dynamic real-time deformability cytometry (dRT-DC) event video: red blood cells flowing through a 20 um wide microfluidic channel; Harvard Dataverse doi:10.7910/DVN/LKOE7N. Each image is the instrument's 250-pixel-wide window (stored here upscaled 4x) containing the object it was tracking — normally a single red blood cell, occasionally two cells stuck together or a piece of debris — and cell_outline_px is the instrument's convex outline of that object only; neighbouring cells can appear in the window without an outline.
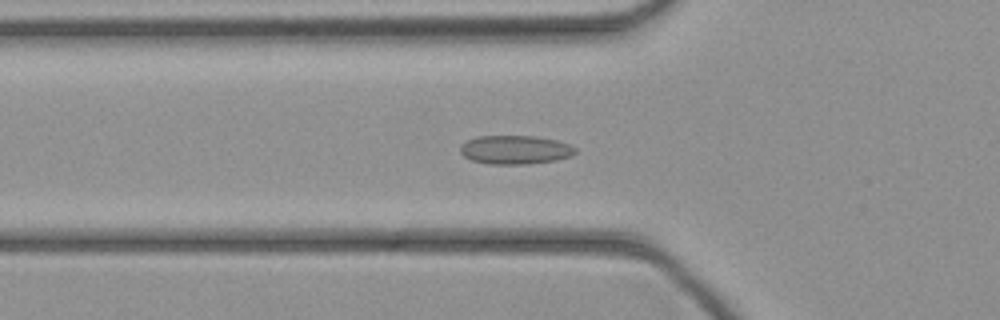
{"species": "common noctule bat (a hibernating species)", "species_latin": "Nyctalus noctula", "temperature_condition": "cold", "stored_images_in_passage": 46, "camera_frame_rate_fps": 3000, "um_per_image_px": 0.085, "animal": {"sex": "female", "body_mass_g": 21.9}, "frame": {"image": 1, "passage_image": 16, "time_ms": 5.0, "image_size_px": [1000, 320], "cell_outline_px": [[576, 152], [572, 156], [556, 160], [528, 164], [488, 164], [472, 160], [464, 156], [460, 152], [460, 144], [476, 136], [536, 136], [556, 140], [568, 144], [576, 148]], "centroid_in_image_um": [43.78, 12.73], "position_along_channel_um": 82.0, "area_um2": 19.36}}
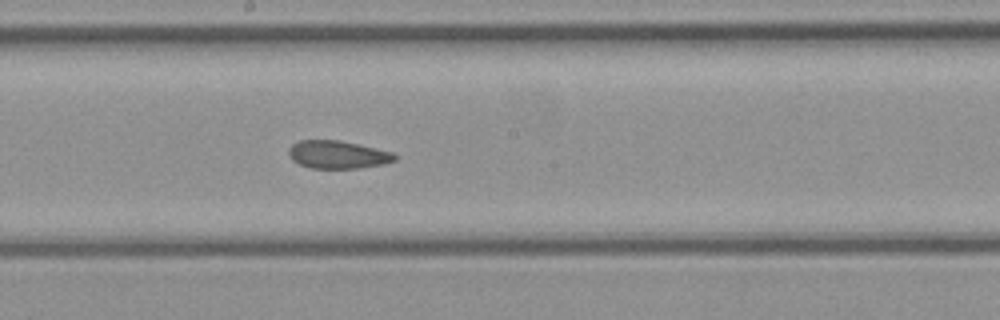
{"frame": {"image": 2, "passage_image": 25, "time_ms": 8.0, "image_size_px": [1000, 320], "cell_outline_px": [[396, 160], [384, 164], [360, 168], [312, 168], [300, 164], [292, 160], [288, 156], [288, 148], [292, 144], [300, 140], [340, 140], [392, 152], [396, 156]], "centroid_in_image_um": [28.68, 13.14], "position_along_channel_um": 219.5, "area_um2": 17.22}}
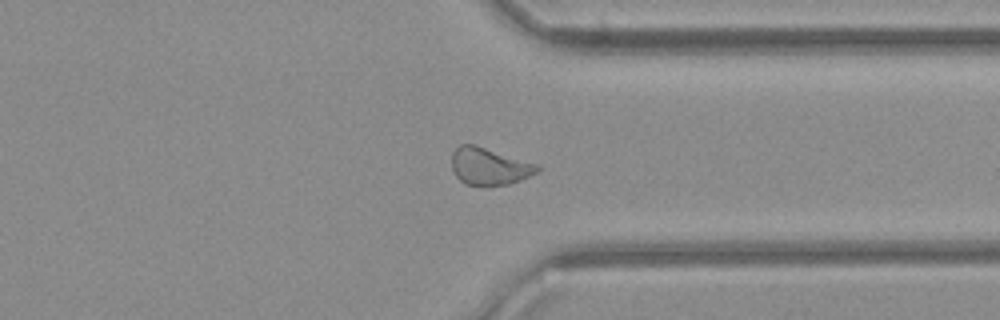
{"frame": {"image": 3, "passage_image": 35, "time_ms": 11.333, "image_size_px": [1000, 320], "cell_outline_px": [[540, 168], [536, 172], [520, 180], [508, 184], [488, 188], [464, 184], [456, 176], [452, 168], [452, 152], [460, 144], [476, 144], [540, 164]], "centroid_in_image_um": [41.59, 14.15], "position_along_channel_um": 369.8, "area_um2": 19.13}}